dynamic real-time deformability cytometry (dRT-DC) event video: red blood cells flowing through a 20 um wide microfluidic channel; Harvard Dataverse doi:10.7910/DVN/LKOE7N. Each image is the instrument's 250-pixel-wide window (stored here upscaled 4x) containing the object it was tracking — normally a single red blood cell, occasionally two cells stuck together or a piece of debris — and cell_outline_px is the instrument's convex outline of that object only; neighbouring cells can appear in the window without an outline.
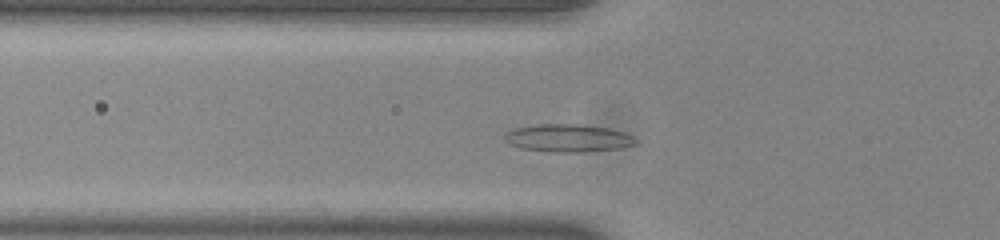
{"species": "common noctule bat (a hibernating species)", "species_latin": "Nyctalus noctula", "temperature_condition": "room temperature", "stored_images_in_passage": 43, "camera_frame_rate_fps": 3000, "um_per_image_px": 0.085, "animal": {"sex": "male", "body_mass_g": 20.0, "forearm_length_mm": 53.3}, "frame": {"image": 1, "passage_image": 9, "time_ms": 2.667, "image_size_px": [1000, 240], "cell_outline_px": [[640, 140], [636, 144], [620, 148], [580, 152], [552, 152], [520, 148], [508, 144], [504, 140], [504, 136], [508, 132], [516, 128], [540, 124], [576, 124], [608, 128], [624, 132]], "centroid_in_image_um": [48.3, 11.74], "position_along_channel_um": 77.5, "area_um2": 21.15}}
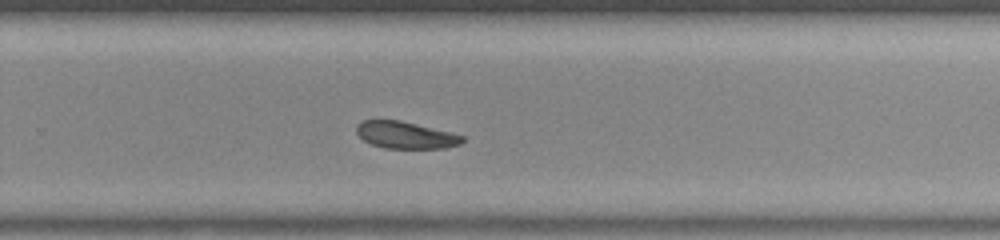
{"frame": {"image": 2, "passage_image": 26, "time_ms": 8.333, "image_size_px": [1000, 240], "cell_outline_px": [[464, 140], [460, 144], [444, 148], [384, 148], [372, 144], [364, 140], [356, 132], [356, 124], [360, 120], [400, 120], [452, 132], [464, 136]], "centroid_in_image_um": [34.47, 11.47], "position_along_channel_um": 295.3, "area_um2": 16.7}}
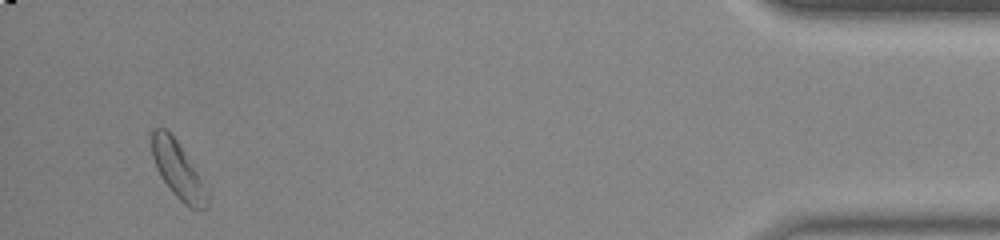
{"frame": {"image": 3, "passage_image": 41, "time_ms": 13.333, "image_size_px": [1000, 240], "cell_outline_px": [[208, 208], [192, 208], [184, 204], [172, 192], [160, 176], [156, 168], [152, 156], [152, 128], [164, 128], [180, 144], [196, 172], [208, 196]], "centroid_in_image_um": [15.08, 14.44], "position_along_channel_um": 420.1, "area_um2": 17.69}, "authors_computed_cell_mechanics": {"area_um2": 17.5712, "velocity_mm_per_s": 3.8404, "shape_relaxation_time_tau1_ms": 5.9699, "shape_relaxation_time_tau2_ms": null, "deformation_change_tau1": 0.123, "deformation_change_tau2": null}}